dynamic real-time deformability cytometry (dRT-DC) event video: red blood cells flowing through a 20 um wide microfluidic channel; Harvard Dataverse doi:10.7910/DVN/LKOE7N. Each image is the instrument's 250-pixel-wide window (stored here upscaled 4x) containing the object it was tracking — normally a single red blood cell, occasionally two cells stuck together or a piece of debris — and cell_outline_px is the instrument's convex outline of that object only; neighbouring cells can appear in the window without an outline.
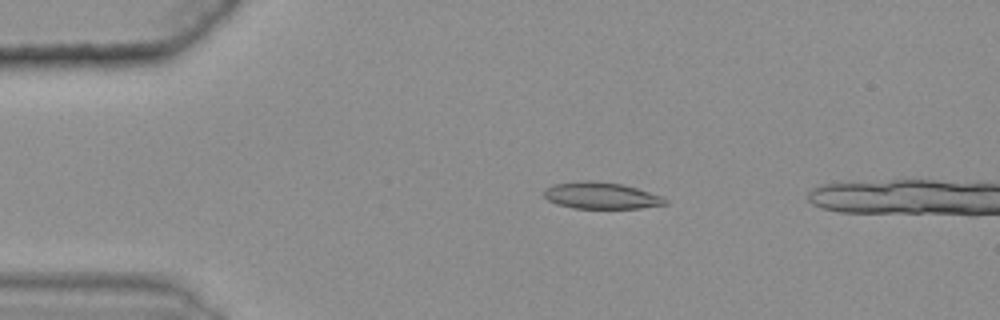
{"species": "common noctule bat (a hibernating species)", "species_latin": "Nyctalus noctula", "temperature_condition": "warm", "stored_images_in_passage": 47, "camera_frame_rate_fps": 3000, "um_per_image_px": 0.085, "animal": {"sex": "female", "body_mass_g": 25.1}, "frame": {"image": 1, "passage_image": 11, "time_ms": 3.333, "image_size_px": [1000, 320], "cell_outline_px": [[668, 204], [640, 208], [572, 208], [556, 204], [548, 200], [544, 196], [544, 188], [552, 184], [588, 180], [624, 184], [660, 196], [668, 200]], "centroid_in_image_um": [51.06, 16.62], "position_along_channel_um": 33.9, "area_um2": 18.79}}
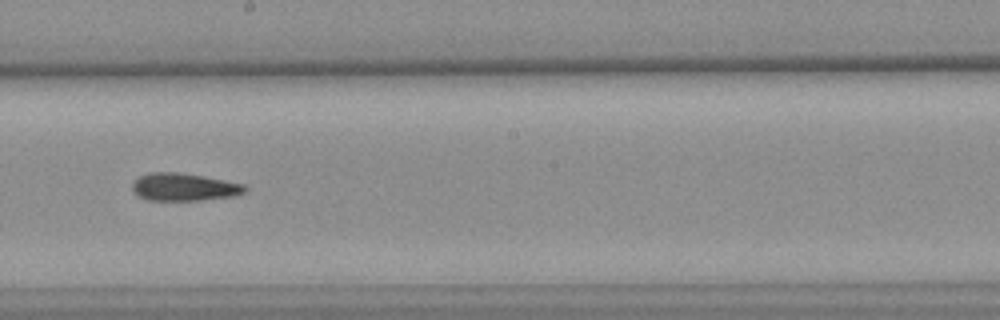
{"frame": {"image": 2, "passage_image": 31, "time_ms": 10.0, "image_size_px": [1000, 320], "cell_outline_px": [[248, 188], [244, 192], [232, 196], [200, 200], [148, 200], [136, 196], [132, 188], [132, 184], [140, 176], [148, 172], [176, 172], [204, 176], [244, 184]], "centroid_in_image_um": [15.61, 15.89], "position_along_channel_um": 232.6, "area_um2": 18.09}}
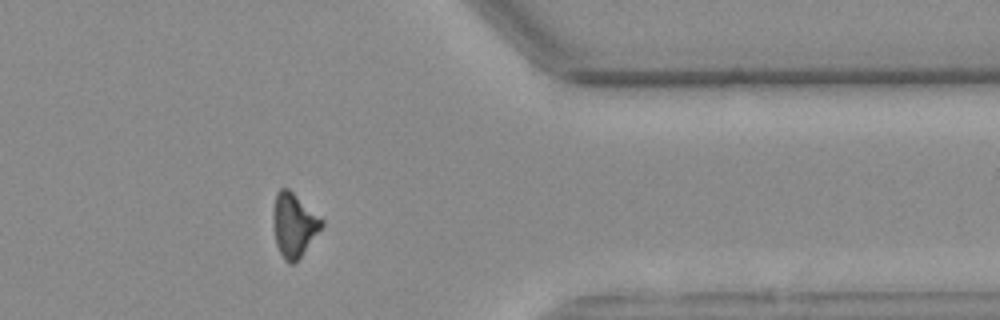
{"frame": {"image": 3, "passage_image": 45, "time_ms": 14.667, "image_size_px": [1000, 320], "cell_outline_px": [[324, 224], [300, 256], [292, 264], [288, 264], [284, 260], [276, 244], [272, 224], [272, 212], [276, 192], [280, 188], [288, 188], [324, 220]], "centroid_in_image_um": [24.94, 19.1], "position_along_channel_um": 386.5, "area_um2": 17.92}}